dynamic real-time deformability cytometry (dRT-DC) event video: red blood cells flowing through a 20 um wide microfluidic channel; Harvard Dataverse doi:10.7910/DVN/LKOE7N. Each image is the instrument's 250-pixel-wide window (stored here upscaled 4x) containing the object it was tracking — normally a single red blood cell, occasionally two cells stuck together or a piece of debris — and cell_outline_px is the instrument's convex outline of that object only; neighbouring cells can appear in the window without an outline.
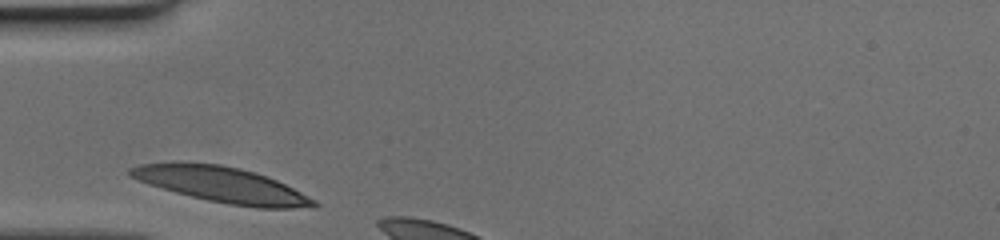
{"species": "human", "species_latin": "Homo sapiens", "temperature_condition": "cold", "stored_images_in_passage": 4, "camera_frame_rate_fps": 3000, "um_per_image_px": 0.085, "donor": {"sex": "female"}, "frame": {"image": 1, "passage_image": 1, "time_ms": 0.0, "image_size_px": [1000, 240], "cell_outline_px": [[320, 204], [316, 208], [256, 208], [228, 204], [208, 200], [176, 192], [148, 184], [128, 176], [128, 168], [140, 164], [220, 164], [240, 168], [276, 180], [316, 200]], "centroid_in_image_um": [18.92, 15.74], "position_along_channel_um": 66.1, "area_um2": 37.17}}